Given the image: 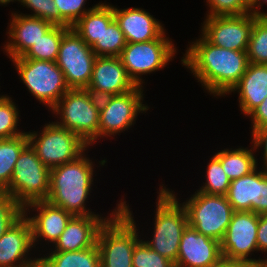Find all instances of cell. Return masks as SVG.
<instances>
[{
	"label": "cell",
	"instance_id": "cell-1",
	"mask_svg": "<svg viewBox=\"0 0 267 267\" xmlns=\"http://www.w3.org/2000/svg\"><path fill=\"white\" fill-rule=\"evenodd\" d=\"M189 45L181 58L211 95L226 96L245 73L249 61L247 51L229 50L208 42L201 34Z\"/></svg>",
	"mask_w": 267,
	"mask_h": 267
},
{
	"label": "cell",
	"instance_id": "cell-2",
	"mask_svg": "<svg viewBox=\"0 0 267 267\" xmlns=\"http://www.w3.org/2000/svg\"><path fill=\"white\" fill-rule=\"evenodd\" d=\"M86 152L75 160L50 171V189L47 201L63 208L73 216L99 215L86 205L94 183V163Z\"/></svg>",
	"mask_w": 267,
	"mask_h": 267
},
{
	"label": "cell",
	"instance_id": "cell-3",
	"mask_svg": "<svg viewBox=\"0 0 267 267\" xmlns=\"http://www.w3.org/2000/svg\"><path fill=\"white\" fill-rule=\"evenodd\" d=\"M122 198L119 209L101 226L97 236L101 267H133L135 245L141 240L132 210Z\"/></svg>",
	"mask_w": 267,
	"mask_h": 267
},
{
	"label": "cell",
	"instance_id": "cell-4",
	"mask_svg": "<svg viewBox=\"0 0 267 267\" xmlns=\"http://www.w3.org/2000/svg\"><path fill=\"white\" fill-rule=\"evenodd\" d=\"M152 240L144 242L154 251L176 263L182 233L187 228L186 208L175 192L164 184L158 190Z\"/></svg>",
	"mask_w": 267,
	"mask_h": 267
},
{
	"label": "cell",
	"instance_id": "cell-5",
	"mask_svg": "<svg viewBox=\"0 0 267 267\" xmlns=\"http://www.w3.org/2000/svg\"><path fill=\"white\" fill-rule=\"evenodd\" d=\"M51 111L59 116L58 126L74 132L89 146L97 142L100 99L90 91L69 89Z\"/></svg>",
	"mask_w": 267,
	"mask_h": 267
},
{
	"label": "cell",
	"instance_id": "cell-6",
	"mask_svg": "<svg viewBox=\"0 0 267 267\" xmlns=\"http://www.w3.org/2000/svg\"><path fill=\"white\" fill-rule=\"evenodd\" d=\"M50 171L28 144L20 153L11 181L3 191L23 208L31 202L46 200L50 189Z\"/></svg>",
	"mask_w": 267,
	"mask_h": 267
},
{
	"label": "cell",
	"instance_id": "cell-7",
	"mask_svg": "<svg viewBox=\"0 0 267 267\" xmlns=\"http://www.w3.org/2000/svg\"><path fill=\"white\" fill-rule=\"evenodd\" d=\"M16 72L40 104L51 110L70 89L56 62L18 57L11 59Z\"/></svg>",
	"mask_w": 267,
	"mask_h": 267
},
{
	"label": "cell",
	"instance_id": "cell-8",
	"mask_svg": "<svg viewBox=\"0 0 267 267\" xmlns=\"http://www.w3.org/2000/svg\"><path fill=\"white\" fill-rule=\"evenodd\" d=\"M40 131L26 133L37 157L50 169L75 160L89 148L78 135L55 121H49Z\"/></svg>",
	"mask_w": 267,
	"mask_h": 267
},
{
	"label": "cell",
	"instance_id": "cell-9",
	"mask_svg": "<svg viewBox=\"0 0 267 267\" xmlns=\"http://www.w3.org/2000/svg\"><path fill=\"white\" fill-rule=\"evenodd\" d=\"M188 224L200 234L221 241L235 212L225 195L196 192L182 202Z\"/></svg>",
	"mask_w": 267,
	"mask_h": 267
},
{
	"label": "cell",
	"instance_id": "cell-10",
	"mask_svg": "<svg viewBox=\"0 0 267 267\" xmlns=\"http://www.w3.org/2000/svg\"><path fill=\"white\" fill-rule=\"evenodd\" d=\"M175 44L165 32L155 40L148 42L127 43L119 58L128 76L136 86L144 87L142 75L163 69L173 59L176 51Z\"/></svg>",
	"mask_w": 267,
	"mask_h": 267
},
{
	"label": "cell",
	"instance_id": "cell-11",
	"mask_svg": "<svg viewBox=\"0 0 267 267\" xmlns=\"http://www.w3.org/2000/svg\"><path fill=\"white\" fill-rule=\"evenodd\" d=\"M144 88L103 97L100 99L98 139L119 135L134 126L140 113H146L149 106L143 104Z\"/></svg>",
	"mask_w": 267,
	"mask_h": 267
},
{
	"label": "cell",
	"instance_id": "cell-12",
	"mask_svg": "<svg viewBox=\"0 0 267 267\" xmlns=\"http://www.w3.org/2000/svg\"><path fill=\"white\" fill-rule=\"evenodd\" d=\"M96 55L70 28L62 37L56 64L70 89H86L90 83Z\"/></svg>",
	"mask_w": 267,
	"mask_h": 267
},
{
	"label": "cell",
	"instance_id": "cell-13",
	"mask_svg": "<svg viewBox=\"0 0 267 267\" xmlns=\"http://www.w3.org/2000/svg\"><path fill=\"white\" fill-rule=\"evenodd\" d=\"M257 230L258 214L251 211H235L220 241L223 258L257 262L263 267L267 266L265 259L251 258L255 251L258 252Z\"/></svg>",
	"mask_w": 267,
	"mask_h": 267
},
{
	"label": "cell",
	"instance_id": "cell-14",
	"mask_svg": "<svg viewBox=\"0 0 267 267\" xmlns=\"http://www.w3.org/2000/svg\"><path fill=\"white\" fill-rule=\"evenodd\" d=\"M254 27V15L209 16L204 19L201 35L215 46L247 51Z\"/></svg>",
	"mask_w": 267,
	"mask_h": 267
},
{
	"label": "cell",
	"instance_id": "cell-15",
	"mask_svg": "<svg viewBox=\"0 0 267 267\" xmlns=\"http://www.w3.org/2000/svg\"><path fill=\"white\" fill-rule=\"evenodd\" d=\"M136 87L119 57L97 56L92 77L86 89L101 99L132 91Z\"/></svg>",
	"mask_w": 267,
	"mask_h": 267
},
{
	"label": "cell",
	"instance_id": "cell-16",
	"mask_svg": "<svg viewBox=\"0 0 267 267\" xmlns=\"http://www.w3.org/2000/svg\"><path fill=\"white\" fill-rule=\"evenodd\" d=\"M31 211H36V214L30 215ZM24 214L31 224L34 247L41 240L54 245L73 217L71 213L47 200H38L27 204L24 207Z\"/></svg>",
	"mask_w": 267,
	"mask_h": 267
},
{
	"label": "cell",
	"instance_id": "cell-17",
	"mask_svg": "<svg viewBox=\"0 0 267 267\" xmlns=\"http://www.w3.org/2000/svg\"><path fill=\"white\" fill-rule=\"evenodd\" d=\"M34 247L32 228L23 214L0 238V267H31L35 258L29 257Z\"/></svg>",
	"mask_w": 267,
	"mask_h": 267
},
{
	"label": "cell",
	"instance_id": "cell-18",
	"mask_svg": "<svg viewBox=\"0 0 267 267\" xmlns=\"http://www.w3.org/2000/svg\"><path fill=\"white\" fill-rule=\"evenodd\" d=\"M222 259L219 241L187 226L182 233L175 267H214Z\"/></svg>",
	"mask_w": 267,
	"mask_h": 267
},
{
	"label": "cell",
	"instance_id": "cell-19",
	"mask_svg": "<svg viewBox=\"0 0 267 267\" xmlns=\"http://www.w3.org/2000/svg\"><path fill=\"white\" fill-rule=\"evenodd\" d=\"M8 23V41L5 42L3 51L10 59L22 57L29 48L44 36L53 26L49 21L24 13H11ZM10 38V39H9Z\"/></svg>",
	"mask_w": 267,
	"mask_h": 267
},
{
	"label": "cell",
	"instance_id": "cell-20",
	"mask_svg": "<svg viewBox=\"0 0 267 267\" xmlns=\"http://www.w3.org/2000/svg\"><path fill=\"white\" fill-rule=\"evenodd\" d=\"M119 207L120 203L106 218L102 217V215L73 216L55 244L50 245L53 246L51 250L61 252L79 251L95 246L101 226Z\"/></svg>",
	"mask_w": 267,
	"mask_h": 267
},
{
	"label": "cell",
	"instance_id": "cell-21",
	"mask_svg": "<svg viewBox=\"0 0 267 267\" xmlns=\"http://www.w3.org/2000/svg\"><path fill=\"white\" fill-rule=\"evenodd\" d=\"M114 17L127 43L148 42L166 32L163 24L142 8L119 9L114 6Z\"/></svg>",
	"mask_w": 267,
	"mask_h": 267
},
{
	"label": "cell",
	"instance_id": "cell-22",
	"mask_svg": "<svg viewBox=\"0 0 267 267\" xmlns=\"http://www.w3.org/2000/svg\"><path fill=\"white\" fill-rule=\"evenodd\" d=\"M239 94L241 113L248 116L267 97V65L249 63L245 73L231 92Z\"/></svg>",
	"mask_w": 267,
	"mask_h": 267
},
{
	"label": "cell",
	"instance_id": "cell-23",
	"mask_svg": "<svg viewBox=\"0 0 267 267\" xmlns=\"http://www.w3.org/2000/svg\"><path fill=\"white\" fill-rule=\"evenodd\" d=\"M114 19V5L99 2L96 7L85 13L72 28L91 47L97 39H100L104 28H107Z\"/></svg>",
	"mask_w": 267,
	"mask_h": 267
},
{
	"label": "cell",
	"instance_id": "cell-24",
	"mask_svg": "<svg viewBox=\"0 0 267 267\" xmlns=\"http://www.w3.org/2000/svg\"><path fill=\"white\" fill-rule=\"evenodd\" d=\"M258 167L250 174L232 180L225 195L234 211H251L256 214L258 193Z\"/></svg>",
	"mask_w": 267,
	"mask_h": 267
},
{
	"label": "cell",
	"instance_id": "cell-25",
	"mask_svg": "<svg viewBox=\"0 0 267 267\" xmlns=\"http://www.w3.org/2000/svg\"><path fill=\"white\" fill-rule=\"evenodd\" d=\"M254 151L256 152L254 145L250 149L241 146L236 149L220 150L215 155L220 159L225 174L232 181L250 174L258 167Z\"/></svg>",
	"mask_w": 267,
	"mask_h": 267
},
{
	"label": "cell",
	"instance_id": "cell-26",
	"mask_svg": "<svg viewBox=\"0 0 267 267\" xmlns=\"http://www.w3.org/2000/svg\"><path fill=\"white\" fill-rule=\"evenodd\" d=\"M28 144L27 133L13 138L0 139V191L9 185L15 163Z\"/></svg>",
	"mask_w": 267,
	"mask_h": 267
},
{
	"label": "cell",
	"instance_id": "cell-27",
	"mask_svg": "<svg viewBox=\"0 0 267 267\" xmlns=\"http://www.w3.org/2000/svg\"><path fill=\"white\" fill-rule=\"evenodd\" d=\"M43 257L53 267H101L97 244L79 251H50Z\"/></svg>",
	"mask_w": 267,
	"mask_h": 267
},
{
	"label": "cell",
	"instance_id": "cell-28",
	"mask_svg": "<svg viewBox=\"0 0 267 267\" xmlns=\"http://www.w3.org/2000/svg\"><path fill=\"white\" fill-rule=\"evenodd\" d=\"M69 29L54 25L29 48L22 58L56 62L62 37Z\"/></svg>",
	"mask_w": 267,
	"mask_h": 267
},
{
	"label": "cell",
	"instance_id": "cell-29",
	"mask_svg": "<svg viewBox=\"0 0 267 267\" xmlns=\"http://www.w3.org/2000/svg\"><path fill=\"white\" fill-rule=\"evenodd\" d=\"M126 44L124 33L114 19L91 48L96 56L119 57Z\"/></svg>",
	"mask_w": 267,
	"mask_h": 267
},
{
	"label": "cell",
	"instance_id": "cell-30",
	"mask_svg": "<svg viewBox=\"0 0 267 267\" xmlns=\"http://www.w3.org/2000/svg\"><path fill=\"white\" fill-rule=\"evenodd\" d=\"M247 56L249 63L267 65V16L254 15Z\"/></svg>",
	"mask_w": 267,
	"mask_h": 267
},
{
	"label": "cell",
	"instance_id": "cell-31",
	"mask_svg": "<svg viewBox=\"0 0 267 267\" xmlns=\"http://www.w3.org/2000/svg\"><path fill=\"white\" fill-rule=\"evenodd\" d=\"M210 159L206 168V182L196 191L208 195H226L231 181L225 174L220 159L215 154Z\"/></svg>",
	"mask_w": 267,
	"mask_h": 267
},
{
	"label": "cell",
	"instance_id": "cell-32",
	"mask_svg": "<svg viewBox=\"0 0 267 267\" xmlns=\"http://www.w3.org/2000/svg\"><path fill=\"white\" fill-rule=\"evenodd\" d=\"M13 100L7 94L0 99V139L13 138L26 133L17 128L20 110Z\"/></svg>",
	"mask_w": 267,
	"mask_h": 267
},
{
	"label": "cell",
	"instance_id": "cell-33",
	"mask_svg": "<svg viewBox=\"0 0 267 267\" xmlns=\"http://www.w3.org/2000/svg\"><path fill=\"white\" fill-rule=\"evenodd\" d=\"M19 3L30 9L31 14H25L49 21L54 25L72 28L61 16L54 0H19ZM33 12V13H32Z\"/></svg>",
	"mask_w": 267,
	"mask_h": 267
},
{
	"label": "cell",
	"instance_id": "cell-34",
	"mask_svg": "<svg viewBox=\"0 0 267 267\" xmlns=\"http://www.w3.org/2000/svg\"><path fill=\"white\" fill-rule=\"evenodd\" d=\"M132 265L133 267H175L173 261L152 250L143 239L134 247Z\"/></svg>",
	"mask_w": 267,
	"mask_h": 267
},
{
	"label": "cell",
	"instance_id": "cell-35",
	"mask_svg": "<svg viewBox=\"0 0 267 267\" xmlns=\"http://www.w3.org/2000/svg\"><path fill=\"white\" fill-rule=\"evenodd\" d=\"M24 214V208L9 194L0 191V238Z\"/></svg>",
	"mask_w": 267,
	"mask_h": 267
},
{
	"label": "cell",
	"instance_id": "cell-36",
	"mask_svg": "<svg viewBox=\"0 0 267 267\" xmlns=\"http://www.w3.org/2000/svg\"><path fill=\"white\" fill-rule=\"evenodd\" d=\"M209 16L243 15L250 12V7L243 0H206Z\"/></svg>",
	"mask_w": 267,
	"mask_h": 267
},
{
	"label": "cell",
	"instance_id": "cell-37",
	"mask_svg": "<svg viewBox=\"0 0 267 267\" xmlns=\"http://www.w3.org/2000/svg\"><path fill=\"white\" fill-rule=\"evenodd\" d=\"M87 0H54L60 16L72 27L85 13L92 8H85Z\"/></svg>",
	"mask_w": 267,
	"mask_h": 267
},
{
	"label": "cell",
	"instance_id": "cell-38",
	"mask_svg": "<svg viewBox=\"0 0 267 267\" xmlns=\"http://www.w3.org/2000/svg\"><path fill=\"white\" fill-rule=\"evenodd\" d=\"M261 170L258 171V193L256 202V214L258 215L267 213V168L262 167Z\"/></svg>",
	"mask_w": 267,
	"mask_h": 267
},
{
	"label": "cell",
	"instance_id": "cell-39",
	"mask_svg": "<svg viewBox=\"0 0 267 267\" xmlns=\"http://www.w3.org/2000/svg\"><path fill=\"white\" fill-rule=\"evenodd\" d=\"M247 117L251 118V134L257 129L267 126V97Z\"/></svg>",
	"mask_w": 267,
	"mask_h": 267
},
{
	"label": "cell",
	"instance_id": "cell-40",
	"mask_svg": "<svg viewBox=\"0 0 267 267\" xmlns=\"http://www.w3.org/2000/svg\"><path fill=\"white\" fill-rule=\"evenodd\" d=\"M252 141L251 143L254 145L255 150L262 148L263 147V167L267 168V126L261 127L254 131L251 134Z\"/></svg>",
	"mask_w": 267,
	"mask_h": 267
},
{
	"label": "cell",
	"instance_id": "cell-41",
	"mask_svg": "<svg viewBox=\"0 0 267 267\" xmlns=\"http://www.w3.org/2000/svg\"><path fill=\"white\" fill-rule=\"evenodd\" d=\"M257 244L259 252H267V213L258 215Z\"/></svg>",
	"mask_w": 267,
	"mask_h": 267
},
{
	"label": "cell",
	"instance_id": "cell-42",
	"mask_svg": "<svg viewBox=\"0 0 267 267\" xmlns=\"http://www.w3.org/2000/svg\"><path fill=\"white\" fill-rule=\"evenodd\" d=\"M214 267H263L260 263L240 260L222 259Z\"/></svg>",
	"mask_w": 267,
	"mask_h": 267
},
{
	"label": "cell",
	"instance_id": "cell-43",
	"mask_svg": "<svg viewBox=\"0 0 267 267\" xmlns=\"http://www.w3.org/2000/svg\"><path fill=\"white\" fill-rule=\"evenodd\" d=\"M263 4H267V0H255L249 7H250V12L253 15L256 16H266V13L263 11L261 12V7Z\"/></svg>",
	"mask_w": 267,
	"mask_h": 267
},
{
	"label": "cell",
	"instance_id": "cell-44",
	"mask_svg": "<svg viewBox=\"0 0 267 267\" xmlns=\"http://www.w3.org/2000/svg\"><path fill=\"white\" fill-rule=\"evenodd\" d=\"M31 267H53L44 257L36 258Z\"/></svg>",
	"mask_w": 267,
	"mask_h": 267
},
{
	"label": "cell",
	"instance_id": "cell-45",
	"mask_svg": "<svg viewBox=\"0 0 267 267\" xmlns=\"http://www.w3.org/2000/svg\"><path fill=\"white\" fill-rule=\"evenodd\" d=\"M19 2V0H0V5L2 6H6L7 4H9L10 2Z\"/></svg>",
	"mask_w": 267,
	"mask_h": 267
},
{
	"label": "cell",
	"instance_id": "cell-46",
	"mask_svg": "<svg viewBox=\"0 0 267 267\" xmlns=\"http://www.w3.org/2000/svg\"><path fill=\"white\" fill-rule=\"evenodd\" d=\"M248 6H250L255 0H243Z\"/></svg>",
	"mask_w": 267,
	"mask_h": 267
}]
</instances>
